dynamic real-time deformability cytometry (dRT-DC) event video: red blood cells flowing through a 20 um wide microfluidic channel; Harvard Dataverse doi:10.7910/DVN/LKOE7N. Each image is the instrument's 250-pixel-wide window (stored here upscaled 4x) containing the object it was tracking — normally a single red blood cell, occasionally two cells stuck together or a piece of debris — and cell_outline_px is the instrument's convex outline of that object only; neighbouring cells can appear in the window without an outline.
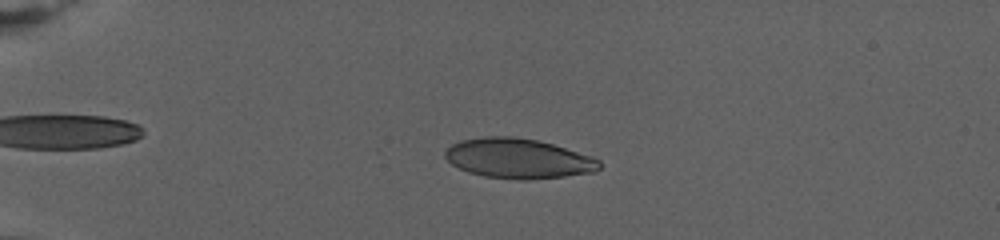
{"species": "human", "species_latin": "Homo sapiens", "temperature_condition": "warm", "stored_images_in_passage": 77, "camera_frame_rate_fps": 3000, "um_per_image_px": 0.085, "donor": {"sex": "female"}, "frame": {"image": 1, "passage_image": 20, "time_ms": 6.333, "image_size_px": [1000, 240], "cell_outline_px": [[600, 168], [596, 172], [564, 176], [524, 180], [520, 180], [484, 176], [468, 172], [452, 164], [444, 156], [444, 152], [452, 144], [464, 140], [488, 136], [512, 136], [536, 140], [552, 144], [592, 156], [600, 160]], "centroid_in_image_um": [44.07, 13.47], "position_along_channel_um": 40.9, "area_um2": 35.66}}
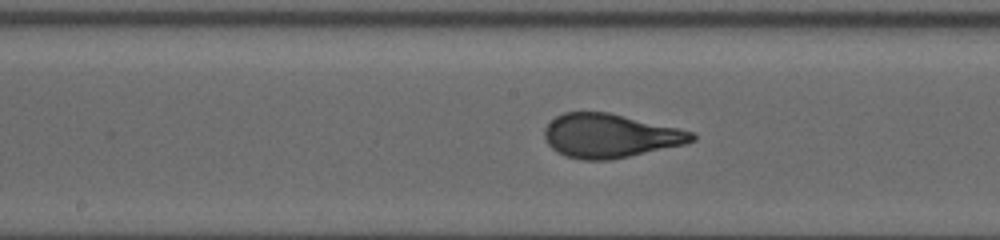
{"frame": {"image": 2, "passage_image": 43, "time_ms": 14.0, "image_size_px": [1000, 240], "cell_outline_px": [[696, 140], [684, 144], [612, 160], [580, 160], [564, 156], [556, 152], [548, 144], [544, 136], [544, 128], [556, 116], [564, 112], [608, 112], [676, 128], [692, 132], [696, 136]], "centroid_in_image_um": [51.8, 11.55], "position_along_channel_um": 196.4, "area_um2": 37.51}}
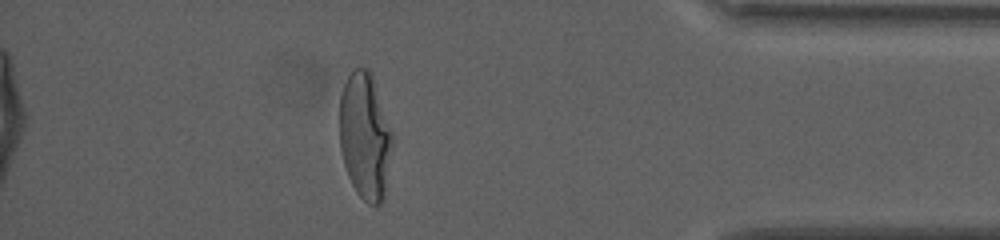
{"frame": {"image": 3, "passage_image": 69, "time_ms": 22.667, "image_size_px": [1000, 240], "cell_outline_px": [[392, 144], [384, 200], [380, 204], [368, 204], [356, 192], [348, 176], [344, 164], [340, 148], [340, 96], [344, 84], [348, 76], [356, 68], [368, 68], [372, 72], [392, 132]], "centroid_in_image_um": [31.03, 11.57], "position_along_channel_um": 404.2, "area_um2": 38.96}, "authors_computed_cell_mechanics": {"area_um2": 36.992, "velocity_mm_per_s": 2.7453, "shape_relaxation_time_tau1_ms": 5.3231, "shape_relaxation_time_tau2_ms": null, "deformation_change_tau1": 0.2304, "deformation_change_tau2": null}}